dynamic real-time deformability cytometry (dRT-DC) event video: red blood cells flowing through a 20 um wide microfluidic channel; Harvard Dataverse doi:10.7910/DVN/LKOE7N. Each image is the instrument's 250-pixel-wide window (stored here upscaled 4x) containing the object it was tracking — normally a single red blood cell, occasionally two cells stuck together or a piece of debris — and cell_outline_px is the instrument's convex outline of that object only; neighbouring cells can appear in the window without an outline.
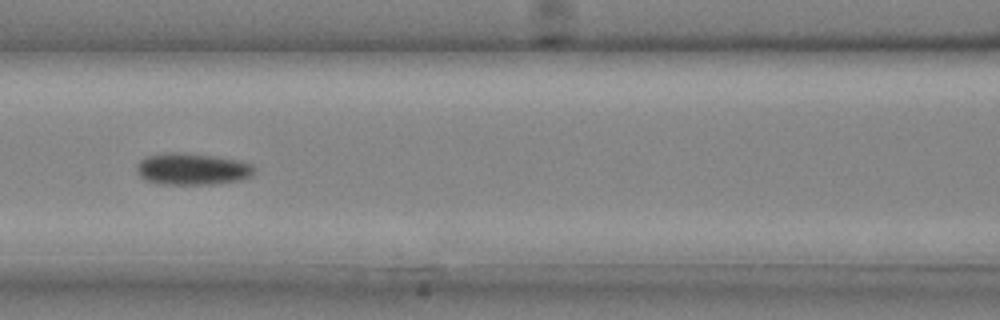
{"species": "common noctule bat (a hibernating species)", "species_latin": "Nyctalus noctula", "temperature_condition": "cold", "stored_images_in_passage": 12, "camera_frame_rate_fps": 3000, "um_per_image_px": 0.085, "animal": {"sex": "male", "body_mass_g": 20.4}, "frame": {"image": 1, "passage_image": 9, "time_ms": 2.667, "image_size_px": [1000, 320], "cell_outline_px": [[256, 168], [252, 176], [240, 180], [212, 184], [160, 184], [144, 180], [136, 172], [136, 164], [140, 160], [148, 156], [168, 152], [184, 152], [216, 156], [240, 160], [252, 164]], "centroid_in_image_um": [16.34, 14.36], "position_along_channel_um": 150.3, "area_um2": 22.08}}